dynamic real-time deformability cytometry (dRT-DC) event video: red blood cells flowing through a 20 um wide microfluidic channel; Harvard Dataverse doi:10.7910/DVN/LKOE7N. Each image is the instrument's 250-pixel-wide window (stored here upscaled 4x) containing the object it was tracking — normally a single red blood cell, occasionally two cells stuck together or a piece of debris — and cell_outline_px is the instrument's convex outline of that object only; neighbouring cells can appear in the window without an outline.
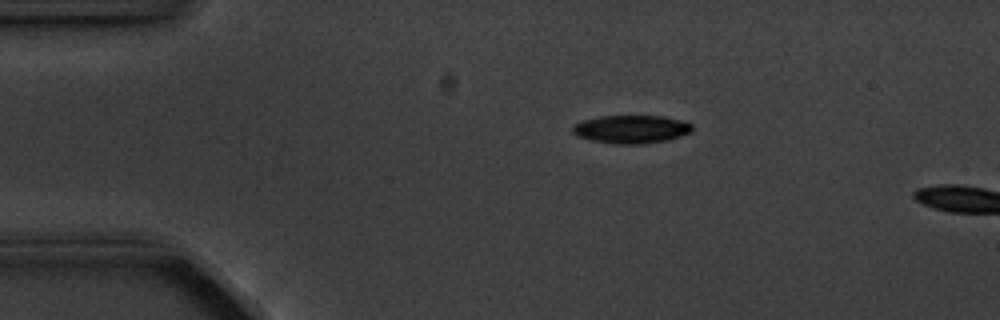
{"species": "common noctule bat (a hibernating species)", "species_latin": "Nyctalus noctula", "temperature_condition": "cold", "stored_images_in_passage": 4, "camera_frame_rate_fps": 3000, "um_per_image_px": 0.085, "animal": {"sex": "male", "body_mass_g": 20.1, "forearm_length_mm": 53.5}, "frame": {"image": 1, "passage_image": 2, "time_ms": 1.333, "image_size_px": [1000, 320], "cell_outline_px": [[692, 132], [680, 136], [664, 140], [640, 144], [616, 144], [592, 140], [580, 136], [572, 132], [572, 128], [576, 124], [584, 120], [600, 116], [664, 116], [684, 120], [692, 124]], "centroid_in_image_um": [53.7, 10.97], "position_along_channel_um": 31.3, "area_um2": 19.42}}